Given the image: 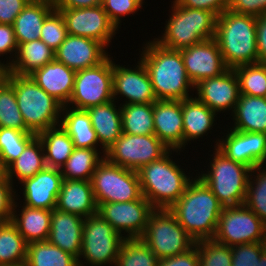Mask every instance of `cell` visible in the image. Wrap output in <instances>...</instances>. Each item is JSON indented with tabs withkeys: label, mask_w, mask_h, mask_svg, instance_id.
<instances>
[{
	"label": "cell",
	"mask_w": 266,
	"mask_h": 266,
	"mask_svg": "<svg viewBox=\"0 0 266 266\" xmlns=\"http://www.w3.org/2000/svg\"><path fill=\"white\" fill-rule=\"evenodd\" d=\"M139 56L145 65L157 100H185L195 86L189 79L180 50L161 46L154 40L142 46Z\"/></svg>",
	"instance_id": "obj_1"
},
{
	"label": "cell",
	"mask_w": 266,
	"mask_h": 266,
	"mask_svg": "<svg viewBox=\"0 0 266 266\" xmlns=\"http://www.w3.org/2000/svg\"><path fill=\"white\" fill-rule=\"evenodd\" d=\"M223 206L209 187L197 176L169 211L195 240L213 239Z\"/></svg>",
	"instance_id": "obj_2"
},
{
	"label": "cell",
	"mask_w": 266,
	"mask_h": 266,
	"mask_svg": "<svg viewBox=\"0 0 266 266\" xmlns=\"http://www.w3.org/2000/svg\"><path fill=\"white\" fill-rule=\"evenodd\" d=\"M256 22V16L229 9L217 17L214 39L228 69L258 63Z\"/></svg>",
	"instance_id": "obj_3"
},
{
	"label": "cell",
	"mask_w": 266,
	"mask_h": 266,
	"mask_svg": "<svg viewBox=\"0 0 266 266\" xmlns=\"http://www.w3.org/2000/svg\"><path fill=\"white\" fill-rule=\"evenodd\" d=\"M180 155L181 150H170L157 161L141 167L138 178L142 195L155 209H169L184 194L188 184L194 178L186 173L171 156ZM178 164V165H177ZM188 174V175H186Z\"/></svg>",
	"instance_id": "obj_4"
},
{
	"label": "cell",
	"mask_w": 266,
	"mask_h": 266,
	"mask_svg": "<svg viewBox=\"0 0 266 266\" xmlns=\"http://www.w3.org/2000/svg\"><path fill=\"white\" fill-rule=\"evenodd\" d=\"M27 129L36 135L60 125L62 105L36 84L30 75L8 72Z\"/></svg>",
	"instance_id": "obj_5"
},
{
	"label": "cell",
	"mask_w": 266,
	"mask_h": 266,
	"mask_svg": "<svg viewBox=\"0 0 266 266\" xmlns=\"http://www.w3.org/2000/svg\"><path fill=\"white\" fill-rule=\"evenodd\" d=\"M172 3L164 32L161 37L153 39L155 42L168 49L181 50L203 40L214 39L217 17L212 12Z\"/></svg>",
	"instance_id": "obj_6"
},
{
	"label": "cell",
	"mask_w": 266,
	"mask_h": 266,
	"mask_svg": "<svg viewBox=\"0 0 266 266\" xmlns=\"http://www.w3.org/2000/svg\"><path fill=\"white\" fill-rule=\"evenodd\" d=\"M207 171L198 172L223 207L243 205L251 170L244 164L230 160L214 147ZM204 172V173H203Z\"/></svg>",
	"instance_id": "obj_7"
},
{
	"label": "cell",
	"mask_w": 266,
	"mask_h": 266,
	"mask_svg": "<svg viewBox=\"0 0 266 266\" xmlns=\"http://www.w3.org/2000/svg\"><path fill=\"white\" fill-rule=\"evenodd\" d=\"M141 240L159 260L184 254L192 249L196 242L169 209H155L150 214Z\"/></svg>",
	"instance_id": "obj_8"
},
{
	"label": "cell",
	"mask_w": 266,
	"mask_h": 266,
	"mask_svg": "<svg viewBox=\"0 0 266 266\" xmlns=\"http://www.w3.org/2000/svg\"><path fill=\"white\" fill-rule=\"evenodd\" d=\"M124 240L98 213L88 216L84 219L79 266H115Z\"/></svg>",
	"instance_id": "obj_9"
},
{
	"label": "cell",
	"mask_w": 266,
	"mask_h": 266,
	"mask_svg": "<svg viewBox=\"0 0 266 266\" xmlns=\"http://www.w3.org/2000/svg\"><path fill=\"white\" fill-rule=\"evenodd\" d=\"M91 183L97 206L135 201L142 196L137 171L113 164L106 158L97 166Z\"/></svg>",
	"instance_id": "obj_10"
},
{
	"label": "cell",
	"mask_w": 266,
	"mask_h": 266,
	"mask_svg": "<svg viewBox=\"0 0 266 266\" xmlns=\"http://www.w3.org/2000/svg\"><path fill=\"white\" fill-rule=\"evenodd\" d=\"M113 57L101 64L76 71L74 88L67 106L87 110L113 100Z\"/></svg>",
	"instance_id": "obj_11"
},
{
	"label": "cell",
	"mask_w": 266,
	"mask_h": 266,
	"mask_svg": "<svg viewBox=\"0 0 266 266\" xmlns=\"http://www.w3.org/2000/svg\"><path fill=\"white\" fill-rule=\"evenodd\" d=\"M213 240L230 247L266 242V225L244 204L223 207Z\"/></svg>",
	"instance_id": "obj_12"
},
{
	"label": "cell",
	"mask_w": 266,
	"mask_h": 266,
	"mask_svg": "<svg viewBox=\"0 0 266 266\" xmlns=\"http://www.w3.org/2000/svg\"><path fill=\"white\" fill-rule=\"evenodd\" d=\"M170 149L154 135L122 133L106 150L105 158L125 169L138 171L141 167L161 159Z\"/></svg>",
	"instance_id": "obj_13"
},
{
	"label": "cell",
	"mask_w": 266,
	"mask_h": 266,
	"mask_svg": "<svg viewBox=\"0 0 266 266\" xmlns=\"http://www.w3.org/2000/svg\"><path fill=\"white\" fill-rule=\"evenodd\" d=\"M154 210L143 195L135 201L102 203L98 206V214L124 239L141 238Z\"/></svg>",
	"instance_id": "obj_14"
},
{
	"label": "cell",
	"mask_w": 266,
	"mask_h": 266,
	"mask_svg": "<svg viewBox=\"0 0 266 266\" xmlns=\"http://www.w3.org/2000/svg\"><path fill=\"white\" fill-rule=\"evenodd\" d=\"M56 10L64 17L67 34L97 40L109 47L118 31L109 20L102 4L88 8Z\"/></svg>",
	"instance_id": "obj_15"
},
{
	"label": "cell",
	"mask_w": 266,
	"mask_h": 266,
	"mask_svg": "<svg viewBox=\"0 0 266 266\" xmlns=\"http://www.w3.org/2000/svg\"><path fill=\"white\" fill-rule=\"evenodd\" d=\"M137 64L132 68L113 61V99L124 98L120 105L149 104L157 100L145 65L140 59Z\"/></svg>",
	"instance_id": "obj_16"
},
{
	"label": "cell",
	"mask_w": 266,
	"mask_h": 266,
	"mask_svg": "<svg viewBox=\"0 0 266 266\" xmlns=\"http://www.w3.org/2000/svg\"><path fill=\"white\" fill-rule=\"evenodd\" d=\"M219 139L217 147L230 160L246 165L250 169L266 164V134L242 132L229 128ZM225 137V138H224Z\"/></svg>",
	"instance_id": "obj_17"
},
{
	"label": "cell",
	"mask_w": 266,
	"mask_h": 266,
	"mask_svg": "<svg viewBox=\"0 0 266 266\" xmlns=\"http://www.w3.org/2000/svg\"><path fill=\"white\" fill-rule=\"evenodd\" d=\"M196 97L216 114L234 112L240 96L237 74L234 69H227L220 76L211 77L195 85ZM219 112V113H218Z\"/></svg>",
	"instance_id": "obj_18"
},
{
	"label": "cell",
	"mask_w": 266,
	"mask_h": 266,
	"mask_svg": "<svg viewBox=\"0 0 266 266\" xmlns=\"http://www.w3.org/2000/svg\"><path fill=\"white\" fill-rule=\"evenodd\" d=\"M180 52L194 86L204 79L220 76L228 69L215 39L203 40Z\"/></svg>",
	"instance_id": "obj_19"
},
{
	"label": "cell",
	"mask_w": 266,
	"mask_h": 266,
	"mask_svg": "<svg viewBox=\"0 0 266 266\" xmlns=\"http://www.w3.org/2000/svg\"><path fill=\"white\" fill-rule=\"evenodd\" d=\"M107 49L97 40L67 34L65 41L55 51V59L70 69L79 71L104 62L111 56Z\"/></svg>",
	"instance_id": "obj_20"
},
{
	"label": "cell",
	"mask_w": 266,
	"mask_h": 266,
	"mask_svg": "<svg viewBox=\"0 0 266 266\" xmlns=\"http://www.w3.org/2000/svg\"><path fill=\"white\" fill-rule=\"evenodd\" d=\"M63 180L60 169L46 166L33 177L18 183L23 186L20 188L23 189V205L37 209H55Z\"/></svg>",
	"instance_id": "obj_21"
},
{
	"label": "cell",
	"mask_w": 266,
	"mask_h": 266,
	"mask_svg": "<svg viewBox=\"0 0 266 266\" xmlns=\"http://www.w3.org/2000/svg\"><path fill=\"white\" fill-rule=\"evenodd\" d=\"M154 134L170 149H184L182 100L153 103Z\"/></svg>",
	"instance_id": "obj_22"
},
{
	"label": "cell",
	"mask_w": 266,
	"mask_h": 266,
	"mask_svg": "<svg viewBox=\"0 0 266 266\" xmlns=\"http://www.w3.org/2000/svg\"><path fill=\"white\" fill-rule=\"evenodd\" d=\"M84 218L53 209L47 241L79 259Z\"/></svg>",
	"instance_id": "obj_23"
},
{
	"label": "cell",
	"mask_w": 266,
	"mask_h": 266,
	"mask_svg": "<svg viewBox=\"0 0 266 266\" xmlns=\"http://www.w3.org/2000/svg\"><path fill=\"white\" fill-rule=\"evenodd\" d=\"M75 74L76 71L54 59L35 70L30 77L62 106H67L73 92Z\"/></svg>",
	"instance_id": "obj_24"
},
{
	"label": "cell",
	"mask_w": 266,
	"mask_h": 266,
	"mask_svg": "<svg viewBox=\"0 0 266 266\" xmlns=\"http://www.w3.org/2000/svg\"><path fill=\"white\" fill-rule=\"evenodd\" d=\"M55 208L84 219L98 213L91 181L64 179Z\"/></svg>",
	"instance_id": "obj_25"
},
{
	"label": "cell",
	"mask_w": 266,
	"mask_h": 266,
	"mask_svg": "<svg viewBox=\"0 0 266 266\" xmlns=\"http://www.w3.org/2000/svg\"><path fill=\"white\" fill-rule=\"evenodd\" d=\"M116 102L118 101L113 99L86 110L101 145L100 151L103 152H106L122 135L121 105H116Z\"/></svg>",
	"instance_id": "obj_26"
},
{
	"label": "cell",
	"mask_w": 266,
	"mask_h": 266,
	"mask_svg": "<svg viewBox=\"0 0 266 266\" xmlns=\"http://www.w3.org/2000/svg\"><path fill=\"white\" fill-rule=\"evenodd\" d=\"M17 196L19 197L20 195L15 193L11 221L16 225L27 244L47 241L52 210L31 208L25 205L19 207L17 202L19 198ZM17 207L22 209H17Z\"/></svg>",
	"instance_id": "obj_27"
},
{
	"label": "cell",
	"mask_w": 266,
	"mask_h": 266,
	"mask_svg": "<svg viewBox=\"0 0 266 266\" xmlns=\"http://www.w3.org/2000/svg\"><path fill=\"white\" fill-rule=\"evenodd\" d=\"M182 117L184 149L190 141L203 139L204 135L212 133L214 122L218 119L217 114L194 95L182 100Z\"/></svg>",
	"instance_id": "obj_28"
},
{
	"label": "cell",
	"mask_w": 266,
	"mask_h": 266,
	"mask_svg": "<svg viewBox=\"0 0 266 266\" xmlns=\"http://www.w3.org/2000/svg\"><path fill=\"white\" fill-rule=\"evenodd\" d=\"M233 130L266 134V98L240 94L234 112Z\"/></svg>",
	"instance_id": "obj_29"
},
{
	"label": "cell",
	"mask_w": 266,
	"mask_h": 266,
	"mask_svg": "<svg viewBox=\"0 0 266 266\" xmlns=\"http://www.w3.org/2000/svg\"><path fill=\"white\" fill-rule=\"evenodd\" d=\"M60 125L71 137L75 148L98 149L100 146L86 110L63 106Z\"/></svg>",
	"instance_id": "obj_30"
},
{
	"label": "cell",
	"mask_w": 266,
	"mask_h": 266,
	"mask_svg": "<svg viewBox=\"0 0 266 266\" xmlns=\"http://www.w3.org/2000/svg\"><path fill=\"white\" fill-rule=\"evenodd\" d=\"M55 59V51L40 39L18 45L14 61L8 66V72L30 75Z\"/></svg>",
	"instance_id": "obj_31"
},
{
	"label": "cell",
	"mask_w": 266,
	"mask_h": 266,
	"mask_svg": "<svg viewBox=\"0 0 266 266\" xmlns=\"http://www.w3.org/2000/svg\"><path fill=\"white\" fill-rule=\"evenodd\" d=\"M47 167L58 168L65 164L74 150V143L61 125L48 128L39 133Z\"/></svg>",
	"instance_id": "obj_32"
},
{
	"label": "cell",
	"mask_w": 266,
	"mask_h": 266,
	"mask_svg": "<svg viewBox=\"0 0 266 266\" xmlns=\"http://www.w3.org/2000/svg\"><path fill=\"white\" fill-rule=\"evenodd\" d=\"M45 167L46 162L43 146L40 139L36 136L25 147L20 156L5 169V176L13 185L16 179L20 183L27 178L33 177Z\"/></svg>",
	"instance_id": "obj_33"
},
{
	"label": "cell",
	"mask_w": 266,
	"mask_h": 266,
	"mask_svg": "<svg viewBox=\"0 0 266 266\" xmlns=\"http://www.w3.org/2000/svg\"><path fill=\"white\" fill-rule=\"evenodd\" d=\"M53 10L45 4L28 3L12 24L17 44L40 39L42 25Z\"/></svg>",
	"instance_id": "obj_34"
},
{
	"label": "cell",
	"mask_w": 266,
	"mask_h": 266,
	"mask_svg": "<svg viewBox=\"0 0 266 266\" xmlns=\"http://www.w3.org/2000/svg\"><path fill=\"white\" fill-rule=\"evenodd\" d=\"M105 153L99 149L74 148L60 169L63 179L91 181L97 166L105 158Z\"/></svg>",
	"instance_id": "obj_35"
},
{
	"label": "cell",
	"mask_w": 266,
	"mask_h": 266,
	"mask_svg": "<svg viewBox=\"0 0 266 266\" xmlns=\"http://www.w3.org/2000/svg\"><path fill=\"white\" fill-rule=\"evenodd\" d=\"M27 243L16 225L0 222V266H16L26 262Z\"/></svg>",
	"instance_id": "obj_36"
},
{
	"label": "cell",
	"mask_w": 266,
	"mask_h": 266,
	"mask_svg": "<svg viewBox=\"0 0 266 266\" xmlns=\"http://www.w3.org/2000/svg\"><path fill=\"white\" fill-rule=\"evenodd\" d=\"M27 266H79L78 259L48 241L27 244Z\"/></svg>",
	"instance_id": "obj_37"
},
{
	"label": "cell",
	"mask_w": 266,
	"mask_h": 266,
	"mask_svg": "<svg viewBox=\"0 0 266 266\" xmlns=\"http://www.w3.org/2000/svg\"><path fill=\"white\" fill-rule=\"evenodd\" d=\"M122 133L154 135L153 103L121 105Z\"/></svg>",
	"instance_id": "obj_38"
},
{
	"label": "cell",
	"mask_w": 266,
	"mask_h": 266,
	"mask_svg": "<svg viewBox=\"0 0 266 266\" xmlns=\"http://www.w3.org/2000/svg\"><path fill=\"white\" fill-rule=\"evenodd\" d=\"M36 136L31 132L0 127V161L3 168L13 163Z\"/></svg>",
	"instance_id": "obj_39"
},
{
	"label": "cell",
	"mask_w": 266,
	"mask_h": 266,
	"mask_svg": "<svg viewBox=\"0 0 266 266\" xmlns=\"http://www.w3.org/2000/svg\"><path fill=\"white\" fill-rule=\"evenodd\" d=\"M244 205L266 225V165L251 170Z\"/></svg>",
	"instance_id": "obj_40"
},
{
	"label": "cell",
	"mask_w": 266,
	"mask_h": 266,
	"mask_svg": "<svg viewBox=\"0 0 266 266\" xmlns=\"http://www.w3.org/2000/svg\"><path fill=\"white\" fill-rule=\"evenodd\" d=\"M0 127L30 132L18 107L14 87L7 79L0 83Z\"/></svg>",
	"instance_id": "obj_41"
},
{
	"label": "cell",
	"mask_w": 266,
	"mask_h": 266,
	"mask_svg": "<svg viewBox=\"0 0 266 266\" xmlns=\"http://www.w3.org/2000/svg\"><path fill=\"white\" fill-rule=\"evenodd\" d=\"M158 261V257L141 238L125 239L115 266H157Z\"/></svg>",
	"instance_id": "obj_42"
},
{
	"label": "cell",
	"mask_w": 266,
	"mask_h": 266,
	"mask_svg": "<svg viewBox=\"0 0 266 266\" xmlns=\"http://www.w3.org/2000/svg\"><path fill=\"white\" fill-rule=\"evenodd\" d=\"M238 81L240 94L249 96H266V64L255 63L241 65L234 68Z\"/></svg>",
	"instance_id": "obj_43"
},
{
	"label": "cell",
	"mask_w": 266,
	"mask_h": 266,
	"mask_svg": "<svg viewBox=\"0 0 266 266\" xmlns=\"http://www.w3.org/2000/svg\"><path fill=\"white\" fill-rule=\"evenodd\" d=\"M200 266H232L231 247L213 239L195 242Z\"/></svg>",
	"instance_id": "obj_44"
},
{
	"label": "cell",
	"mask_w": 266,
	"mask_h": 266,
	"mask_svg": "<svg viewBox=\"0 0 266 266\" xmlns=\"http://www.w3.org/2000/svg\"><path fill=\"white\" fill-rule=\"evenodd\" d=\"M67 36L66 24L60 11L54 9L45 19L40 40L56 51Z\"/></svg>",
	"instance_id": "obj_45"
},
{
	"label": "cell",
	"mask_w": 266,
	"mask_h": 266,
	"mask_svg": "<svg viewBox=\"0 0 266 266\" xmlns=\"http://www.w3.org/2000/svg\"><path fill=\"white\" fill-rule=\"evenodd\" d=\"M144 0H102V6L109 20L120 29L122 18L134 15L143 7Z\"/></svg>",
	"instance_id": "obj_46"
},
{
	"label": "cell",
	"mask_w": 266,
	"mask_h": 266,
	"mask_svg": "<svg viewBox=\"0 0 266 266\" xmlns=\"http://www.w3.org/2000/svg\"><path fill=\"white\" fill-rule=\"evenodd\" d=\"M266 242L245 243L231 246L232 266H258Z\"/></svg>",
	"instance_id": "obj_47"
},
{
	"label": "cell",
	"mask_w": 266,
	"mask_h": 266,
	"mask_svg": "<svg viewBox=\"0 0 266 266\" xmlns=\"http://www.w3.org/2000/svg\"><path fill=\"white\" fill-rule=\"evenodd\" d=\"M15 186L4 176L0 179V222L12 219L15 201Z\"/></svg>",
	"instance_id": "obj_48"
},
{
	"label": "cell",
	"mask_w": 266,
	"mask_h": 266,
	"mask_svg": "<svg viewBox=\"0 0 266 266\" xmlns=\"http://www.w3.org/2000/svg\"><path fill=\"white\" fill-rule=\"evenodd\" d=\"M17 49L18 44L15 38L13 26L10 24L0 23V57L7 54L10 55H7L9 59L5 62L7 66H10V64L14 61Z\"/></svg>",
	"instance_id": "obj_49"
},
{
	"label": "cell",
	"mask_w": 266,
	"mask_h": 266,
	"mask_svg": "<svg viewBox=\"0 0 266 266\" xmlns=\"http://www.w3.org/2000/svg\"><path fill=\"white\" fill-rule=\"evenodd\" d=\"M177 5L212 12L216 17L229 7L230 0H173Z\"/></svg>",
	"instance_id": "obj_50"
},
{
	"label": "cell",
	"mask_w": 266,
	"mask_h": 266,
	"mask_svg": "<svg viewBox=\"0 0 266 266\" xmlns=\"http://www.w3.org/2000/svg\"><path fill=\"white\" fill-rule=\"evenodd\" d=\"M228 9L257 17L266 13V0H230Z\"/></svg>",
	"instance_id": "obj_51"
},
{
	"label": "cell",
	"mask_w": 266,
	"mask_h": 266,
	"mask_svg": "<svg viewBox=\"0 0 266 266\" xmlns=\"http://www.w3.org/2000/svg\"><path fill=\"white\" fill-rule=\"evenodd\" d=\"M27 4L26 0H0V23L12 25Z\"/></svg>",
	"instance_id": "obj_52"
},
{
	"label": "cell",
	"mask_w": 266,
	"mask_h": 266,
	"mask_svg": "<svg viewBox=\"0 0 266 266\" xmlns=\"http://www.w3.org/2000/svg\"><path fill=\"white\" fill-rule=\"evenodd\" d=\"M157 266H200L197 247L194 246L184 254L160 259Z\"/></svg>",
	"instance_id": "obj_53"
},
{
	"label": "cell",
	"mask_w": 266,
	"mask_h": 266,
	"mask_svg": "<svg viewBox=\"0 0 266 266\" xmlns=\"http://www.w3.org/2000/svg\"><path fill=\"white\" fill-rule=\"evenodd\" d=\"M256 44L258 63L266 64V13L256 17Z\"/></svg>",
	"instance_id": "obj_54"
},
{
	"label": "cell",
	"mask_w": 266,
	"mask_h": 266,
	"mask_svg": "<svg viewBox=\"0 0 266 266\" xmlns=\"http://www.w3.org/2000/svg\"><path fill=\"white\" fill-rule=\"evenodd\" d=\"M101 4L102 0H57L55 9L88 8Z\"/></svg>",
	"instance_id": "obj_55"
},
{
	"label": "cell",
	"mask_w": 266,
	"mask_h": 266,
	"mask_svg": "<svg viewBox=\"0 0 266 266\" xmlns=\"http://www.w3.org/2000/svg\"><path fill=\"white\" fill-rule=\"evenodd\" d=\"M28 3L45 4L55 9L57 0H26Z\"/></svg>",
	"instance_id": "obj_56"
},
{
	"label": "cell",
	"mask_w": 266,
	"mask_h": 266,
	"mask_svg": "<svg viewBox=\"0 0 266 266\" xmlns=\"http://www.w3.org/2000/svg\"><path fill=\"white\" fill-rule=\"evenodd\" d=\"M3 62V63H2ZM0 60V83L3 82L8 74V66L4 64L5 62Z\"/></svg>",
	"instance_id": "obj_57"
},
{
	"label": "cell",
	"mask_w": 266,
	"mask_h": 266,
	"mask_svg": "<svg viewBox=\"0 0 266 266\" xmlns=\"http://www.w3.org/2000/svg\"><path fill=\"white\" fill-rule=\"evenodd\" d=\"M258 266H266V250L261 254L260 261L258 262Z\"/></svg>",
	"instance_id": "obj_58"
},
{
	"label": "cell",
	"mask_w": 266,
	"mask_h": 266,
	"mask_svg": "<svg viewBox=\"0 0 266 266\" xmlns=\"http://www.w3.org/2000/svg\"><path fill=\"white\" fill-rule=\"evenodd\" d=\"M5 176V169L3 168L1 161H0V179Z\"/></svg>",
	"instance_id": "obj_59"
},
{
	"label": "cell",
	"mask_w": 266,
	"mask_h": 266,
	"mask_svg": "<svg viewBox=\"0 0 266 266\" xmlns=\"http://www.w3.org/2000/svg\"><path fill=\"white\" fill-rule=\"evenodd\" d=\"M16 266H27V265L24 263V264H21V265H16Z\"/></svg>",
	"instance_id": "obj_60"
}]
</instances>
